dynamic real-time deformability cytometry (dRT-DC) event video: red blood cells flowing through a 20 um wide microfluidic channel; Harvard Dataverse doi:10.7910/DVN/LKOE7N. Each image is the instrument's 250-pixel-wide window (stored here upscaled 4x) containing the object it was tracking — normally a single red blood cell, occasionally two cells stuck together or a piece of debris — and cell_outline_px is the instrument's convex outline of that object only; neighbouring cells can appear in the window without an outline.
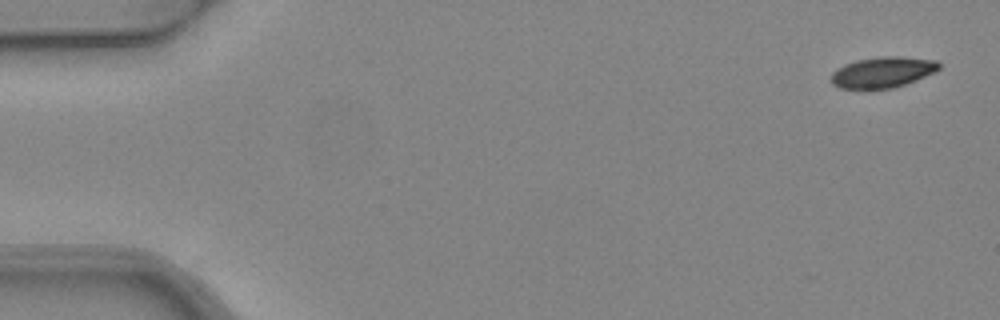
{"species": "common noctule bat (a hibernating species)", "species_latin": "Nyctalus noctula", "temperature_condition": "warm", "stored_images_in_passage": 4, "camera_frame_rate_fps": 3000, "um_per_image_px": 0.085, "animal": {"sex": "female", "body_mass_g": 24.6, "forearm_length_mm": 56.2}, "frame": {"image": 1, "passage_image": 1, "time_ms": 0.0, "image_size_px": [1000, 320], "cell_outline_px": [[940, 68], [936, 72], [916, 80], [892, 88], [840, 88], [832, 84], [832, 72], [836, 68], [844, 64], [856, 60], [880, 56], [900, 56], [936, 60], [940, 64]], "centroid_in_image_um": [75.04, 6.12], "position_along_channel_um": 10.0, "area_um2": 19.36}}
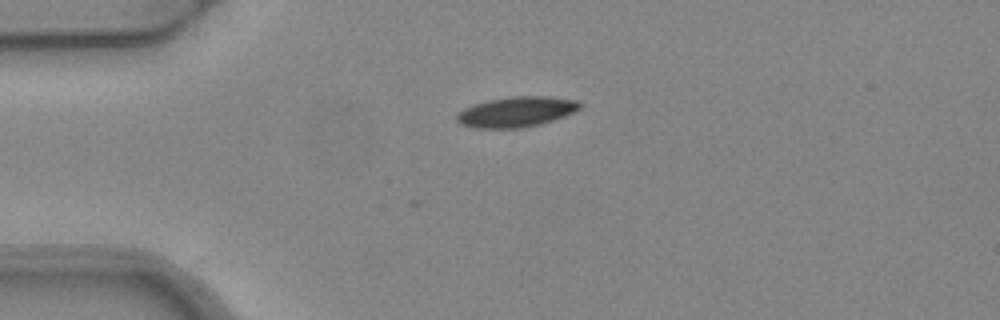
{"frame": {"image": 2, "passage_image": 4, "time_ms": 1.0, "image_size_px": [1000, 320], "cell_outline_px": [[584, 104], [580, 108], [564, 116], [540, 124], [520, 128], [476, 128], [460, 124], [456, 120], [456, 116], [464, 108], [488, 100], [512, 96], [548, 96], [580, 100]], "centroid_in_image_um": [43.93, 9.5], "position_along_channel_um": 41.1, "area_um2": 21.73}}